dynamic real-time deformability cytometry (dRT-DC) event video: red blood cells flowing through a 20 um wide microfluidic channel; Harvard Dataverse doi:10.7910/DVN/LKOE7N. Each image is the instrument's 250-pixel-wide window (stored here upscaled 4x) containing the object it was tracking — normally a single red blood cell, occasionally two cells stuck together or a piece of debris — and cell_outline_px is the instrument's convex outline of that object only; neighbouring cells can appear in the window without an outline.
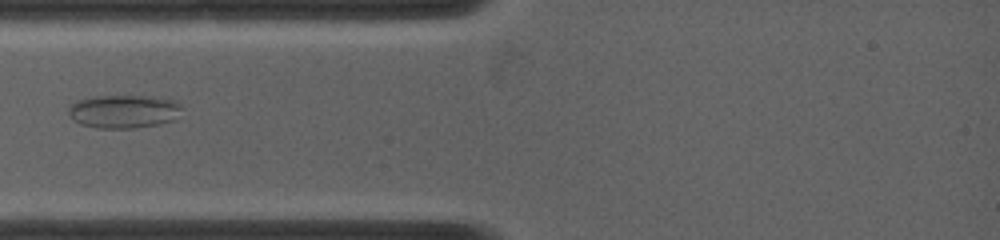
{"species": "common noctule bat (a hibernating species)", "species_latin": "Nyctalus noctula", "temperature_condition": "warm", "stored_images_in_passage": 5, "camera_frame_rate_fps": 5000, "um_per_image_px": 0.085, "animal": {"sex": "female", "body_mass_g": 19.0, "forearm_length_mm": 53.3}, "frame": {"image": 1, "passage_image": 1, "time_ms": 0.0, "image_size_px": [1000, 240], "cell_outline_px": [[184, 108], [176, 120], [160, 124], [136, 128], [96, 128], [80, 124], [72, 120], [68, 116], [68, 104], [76, 100], [88, 96], [124, 92], [164, 96], [176, 100]], "centroid_in_image_um": [10.54, 9.39], "position_along_channel_um": 74.5, "area_um2": 24.04}}
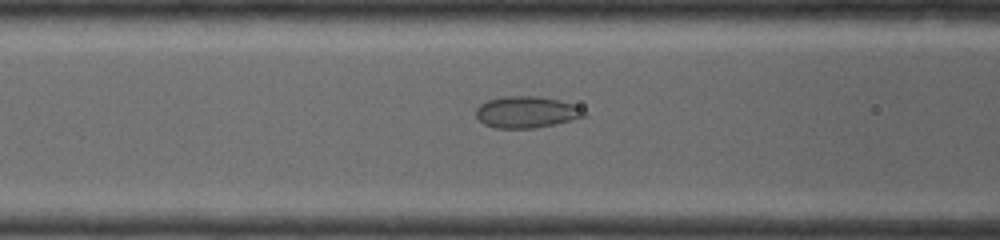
{"frame": {"image": 2, "passage_image": 5, "time_ms": 0.8, "image_size_px": [1000, 240], "cell_outline_px": [[588, 116], [556, 124], [536, 128], [496, 128], [484, 124], [476, 116], [476, 108], [480, 104], [488, 100], [500, 96], [528, 92], [560, 100], [572, 104], [588, 112]], "centroid_in_image_um": [44.78, 9.48], "position_along_channel_um": 121.8, "area_um2": 20.81}}